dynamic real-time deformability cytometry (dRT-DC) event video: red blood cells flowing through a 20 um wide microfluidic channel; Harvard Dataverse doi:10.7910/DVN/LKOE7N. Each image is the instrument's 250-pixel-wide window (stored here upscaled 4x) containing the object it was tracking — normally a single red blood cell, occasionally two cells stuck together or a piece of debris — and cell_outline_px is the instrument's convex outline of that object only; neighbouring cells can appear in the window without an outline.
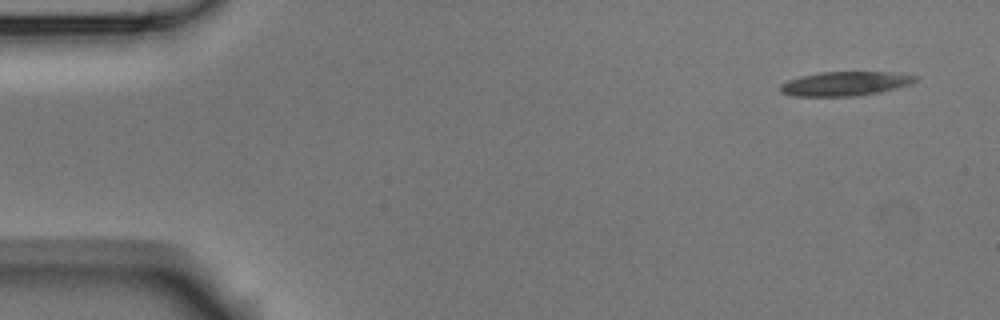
{"species": "Egyptian fruit bat (a non-hibernating species)", "species_latin": "Rousettus aegyptiacus", "temperature_condition": "room temperature", "stored_images_in_passage": 5, "camera_frame_rate_fps": 3000, "um_per_image_px": 0.085, "animal": {"sex": "male"}, "frame": {"image": 1, "passage_image": 1, "time_ms": 0.0, "image_size_px": [1000, 320], "cell_outline_px": [[920, 76], [916, 80], [908, 84], [896, 88], [880, 92], [856, 96], [792, 96], [780, 92], [780, 84], [788, 80], [800, 76], [820, 72], [888, 72]], "centroid_in_image_um": [71.8, 7.11], "position_along_channel_um": 13.2, "area_um2": 19.02}}
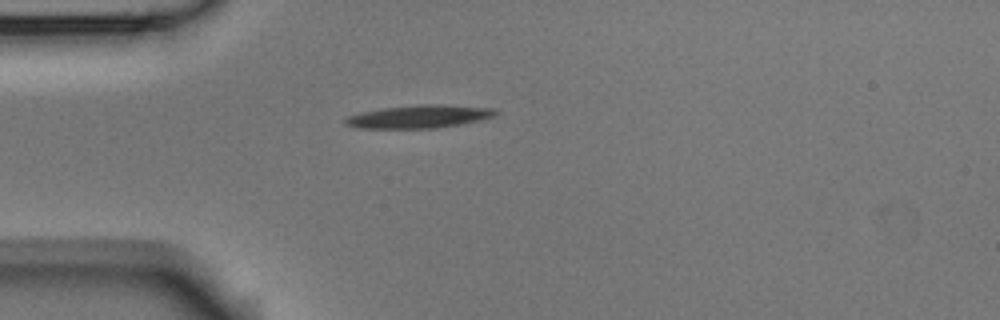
{"frame": {"image": 2, "passage_image": 4, "time_ms": 1.0, "image_size_px": [1000, 320], "cell_outline_px": [[500, 112], [496, 116], [480, 120], [460, 124], [436, 128], [356, 128], [344, 124], [344, 120], [348, 116], [364, 112], [384, 108], [420, 104], [436, 104], [492, 108]], "centroid_in_image_um": [35.65, 9.91], "position_along_channel_um": 49.3, "area_um2": 20.0}}